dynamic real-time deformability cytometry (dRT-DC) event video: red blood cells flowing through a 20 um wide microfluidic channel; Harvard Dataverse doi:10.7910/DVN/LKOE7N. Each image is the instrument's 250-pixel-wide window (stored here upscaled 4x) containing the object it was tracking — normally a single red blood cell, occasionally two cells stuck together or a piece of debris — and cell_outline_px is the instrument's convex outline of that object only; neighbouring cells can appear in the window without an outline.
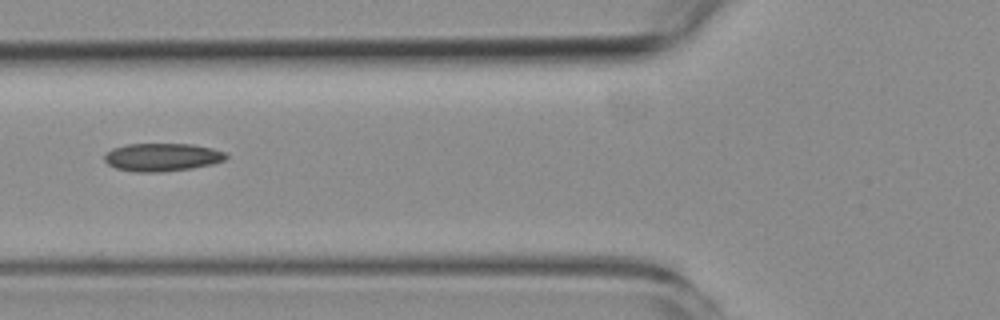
{"species": "common noctule bat (a hibernating species)", "species_latin": "Nyctalus noctula", "temperature_condition": "room temperature", "stored_images_in_passage": 3, "camera_frame_rate_fps": 3000, "um_per_image_px": 0.085, "animal": {"sex": "female", "body_mass_g": 19.3, "forearm_length_mm": 54.1}, "frame": {"image": 1, "passage_image": 2, "time_ms": 1.333, "image_size_px": [1000, 320], "cell_outline_px": [[228, 156], [224, 160], [212, 164], [192, 168], [164, 172], [132, 172], [116, 168], [108, 164], [104, 160], [104, 156], [112, 148], [128, 144], [192, 144], [212, 148], [224, 152]], "centroid_in_image_um": [13.77, 13.37], "position_along_channel_um": 112.0, "area_um2": 19.88}}
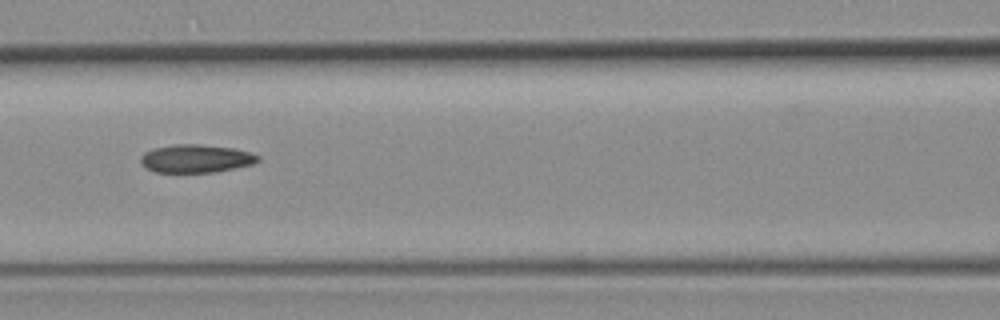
{"frame": {"image": 2, "passage_image": 3, "time_ms": 2.333, "image_size_px": [1000, 320], "cell_outline_px": [[260, 160], [252, 164], [216, 172], [156, 172], [144, 168], [140, 160], [140, 156], [144, 152], [152, 148], [176, 144], [200, 144], [236, 148], [260, 156]], "centroid_in_image_um": [16.63, 13.47], "position_along_channel_um": 150.0, "area_um2": 19.36}}